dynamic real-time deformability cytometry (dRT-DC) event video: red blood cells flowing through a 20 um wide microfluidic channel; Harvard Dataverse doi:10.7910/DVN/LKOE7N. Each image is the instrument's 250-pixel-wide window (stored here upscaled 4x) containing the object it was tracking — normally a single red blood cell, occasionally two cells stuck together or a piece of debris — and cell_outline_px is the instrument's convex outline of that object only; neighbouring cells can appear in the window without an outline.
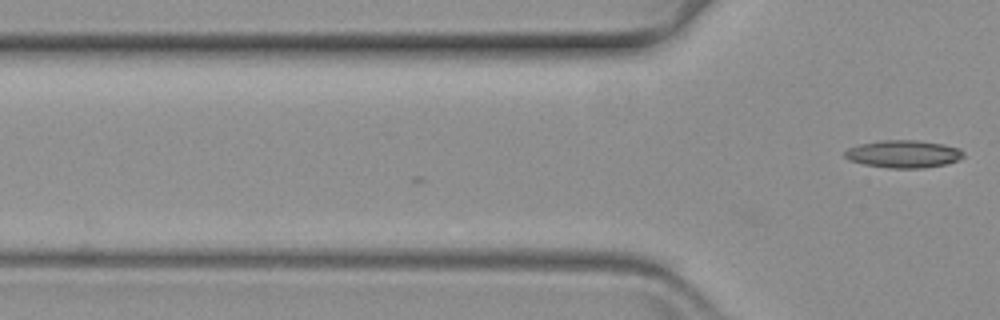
{"species": "common noctule bat (a hibernating species)", "species_latin": "Nyctalus noctula", "temperature_condition": "warm", "stored_images_in_passage": 3, "camera_frame_rate_fps": 3000, "um_per_image_px": 0.085, "animal": {"sex": "female", "body_mass_g": 19.3, "forearm_length_mm": 54.1}, "frame": {"image": 1, "passage_image": 3, "time_ms": 0.667, "image_size_px": [1000, 320], "cell_outline_px": [[964, 156], [956, 160], [944, 164], [924, 168], [888, 168], [864, 164], [848, 160], [844, 156], [844, 152], [848, 148], [860, 144], [880, 140], [916, 140], [940, 144], [960, 148], [964, 152]], "centroid_in_image_um": [76.76, 13.09], "position_along_channel_um": 49.0, "area_um2": 18.96}}